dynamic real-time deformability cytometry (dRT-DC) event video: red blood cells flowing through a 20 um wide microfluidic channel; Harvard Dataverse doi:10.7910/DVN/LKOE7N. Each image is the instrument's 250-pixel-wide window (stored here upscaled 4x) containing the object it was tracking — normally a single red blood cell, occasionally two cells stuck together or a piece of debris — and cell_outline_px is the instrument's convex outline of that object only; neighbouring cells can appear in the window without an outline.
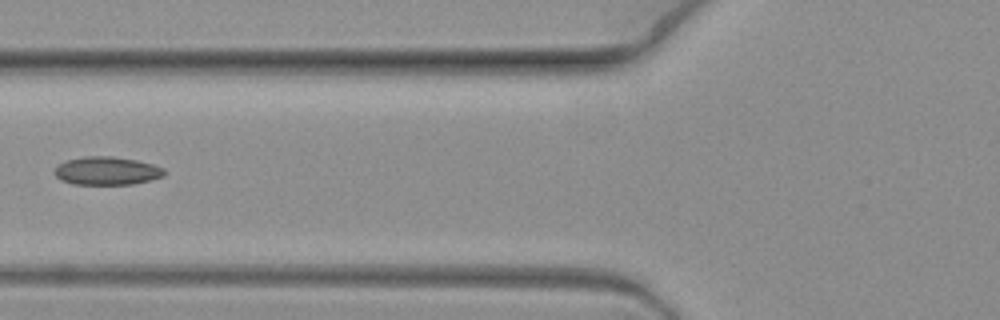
{"species": "common noctule bat (a hibernating species)", "species_latin": "Nyctalus noctula", "temperature_condition": "warm", "stored_images_in_passage": 9, "camera_frame_rate_fps": 3000, "um_per_image_px": 0.085, "animal": {"sex": "female", "body_mass_g": 19.3, "forearm_length_mm": 54.1}, "frame": {"image": 1, "passage_image": 8, "time_ms": 2.333, "image_size_px": [1000, 320], "cell_outline_px": [[164, 176], [132, 184], [72, 184], [60, 180], [52, 172], [60, 164], [68, 160], [84, 156], [112, 156], [136, 160], [152, 164], [164, 168]], "centroid_in_image_um": [9.05, 14.52], "position_along_channel_um": 116.7, "area_um2": 17.92}}
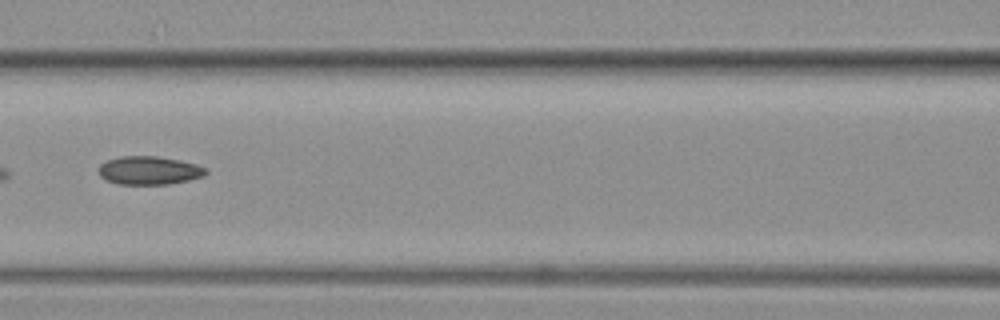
{"frame": {"image": 2, "passage_image": 9, "time_ms": 2.667, "image_size_px": [1000, 320], "cell_outline_px": [[208, 172], [204, 176], [188, 180], [168, 184], [120, 184], [104, 180], [100, 176], [100, 164], [108, 160], [120, 156], [156, 156], [180, 160], [196, 164], [208, 168]], "centroid_in_image_um": [12.7, 14.48], "position_along_channel_um": 153.9, "area_um2": 17.74}}